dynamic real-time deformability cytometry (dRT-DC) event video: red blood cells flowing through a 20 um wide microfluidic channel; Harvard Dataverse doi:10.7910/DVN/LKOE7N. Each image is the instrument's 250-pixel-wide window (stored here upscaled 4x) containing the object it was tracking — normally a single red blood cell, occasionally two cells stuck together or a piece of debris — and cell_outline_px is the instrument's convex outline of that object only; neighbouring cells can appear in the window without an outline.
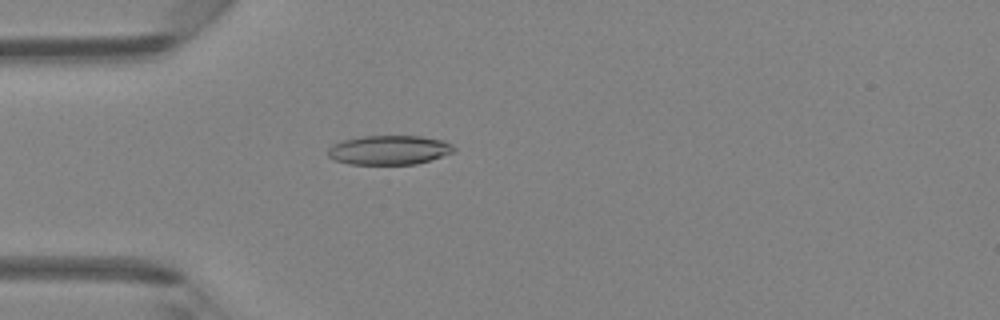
{"species": "Egyptian fruit bat (a non-hibernating species)", "species_latin": "Rousettus aegyptiacus", "temperature_condition": "room temperature", "stored_images_in_passage": 47, "camera_frame_rate_fps": 3000, "um_per_image_px": 0.085, "animal": {"sex": "female"}, "frame": {"image": 1, "passage_image": 14, "time_ms": 4.333, "image_size_px": [1000, 320], "cell_outline_px": [[456, 152], [416, 164], [348, 164], [336, 160], [328, 156], [328, 148], [332, 144], [344, 140], [364, 136], [420, 136], [444, 140], [452, 144], [456, 148]], "centroid_in_image_um": [33.11, 12.75], "position_along_channel_um": 51.9, "area_um2": 21.56}}
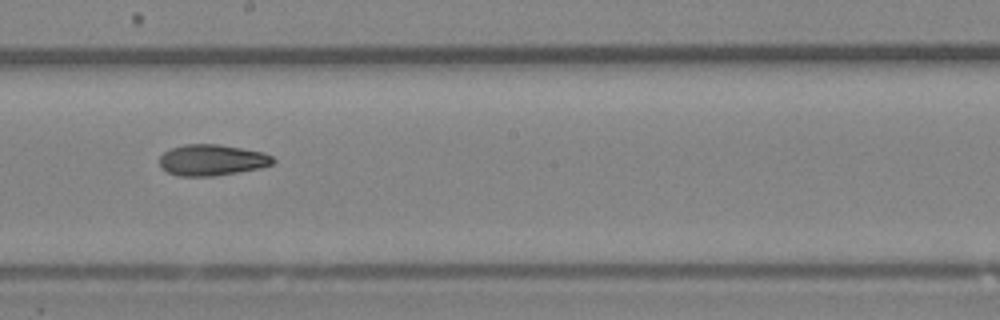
{"frame": {"image": 2, "passage_image": 27, "time_ms": 8.667, "image_size_px": [1000, 320], "cell_outline_px": [[276, 160], [272, 164], [260, 168], [240, 172], [216, 176], [180, 176], [168, 172], [160, 168], [160, 156], [164, 152], [172, 148], [184, 144], [216, 144], [264, 152], [272, 156]], "centroid_in_image_um": [18.02, 13.61], "position_along_channel_um": 230.2, "area_um2": 20.63}}
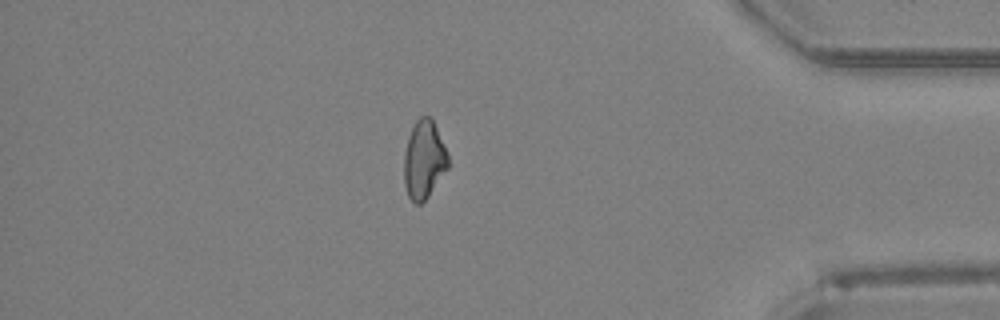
{"frame": {"image": 3, "passage_image": 41, "time_ms": 13.333, "image_size_px": [1000, 320], "cell_outline_px": [[448, 168], [428, 196], [420, 204], [416, 204], [408, 196], [404, 184], [404, 152], [408, 136], [416, 120], [420, 116], [432, 116], [448, 156]], "centroid_in_image_um": [36.02, 13.55], "position_along_channel_um": 399.2, "area_um2": 20.06}, "authors_computed_cell_mechanics": {"area_um2": 20.6924, "velocity_mm_per_s": 4.3546, "shape_relaxation_time_tau1_ms": 6.5051, "shape_relaxation_time_tau2_ms": 7.5339, "deformation_change_tau1": 0.1597, "deformation_change_tau2": 0.1583}}